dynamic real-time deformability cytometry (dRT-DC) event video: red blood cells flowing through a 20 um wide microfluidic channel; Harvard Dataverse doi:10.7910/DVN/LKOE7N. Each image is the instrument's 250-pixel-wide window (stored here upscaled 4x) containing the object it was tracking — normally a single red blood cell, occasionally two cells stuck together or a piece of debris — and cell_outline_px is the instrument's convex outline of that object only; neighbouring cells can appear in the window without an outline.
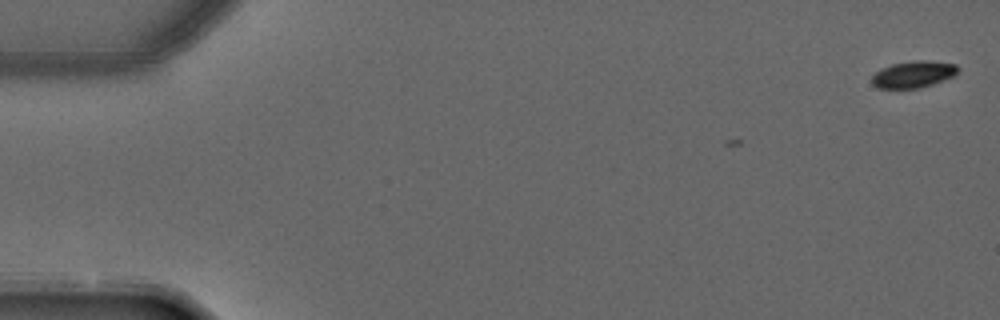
{"species": "common noctule bat (a hibernating species)", "species_latin": "Nyctalus noctula", "temperature_condition": "warm", "stored_images_in_passage": 2, "camera_frame_rate_fps": 3000, "um_per_image_px": 0.085, "animal": {"sex": "male", "forearm_length_mm": 52.5}, "frame": {"image": 1, "passage_image": 2, "time_ms": 0.333, "image_size_px": [1000, 320], "cell_outline_px": [[960, 68], [952, 76], [932, 84], [920, 88], [876, 88], [872, 84], [872, 76], [880, 68], [892, 64], [916, 60], [924, 60], [956, 64]], "centroid_in_image_um": [77.6, 6.31], "position_along_channel_um": 7.4, "area_um2": 13.29}}